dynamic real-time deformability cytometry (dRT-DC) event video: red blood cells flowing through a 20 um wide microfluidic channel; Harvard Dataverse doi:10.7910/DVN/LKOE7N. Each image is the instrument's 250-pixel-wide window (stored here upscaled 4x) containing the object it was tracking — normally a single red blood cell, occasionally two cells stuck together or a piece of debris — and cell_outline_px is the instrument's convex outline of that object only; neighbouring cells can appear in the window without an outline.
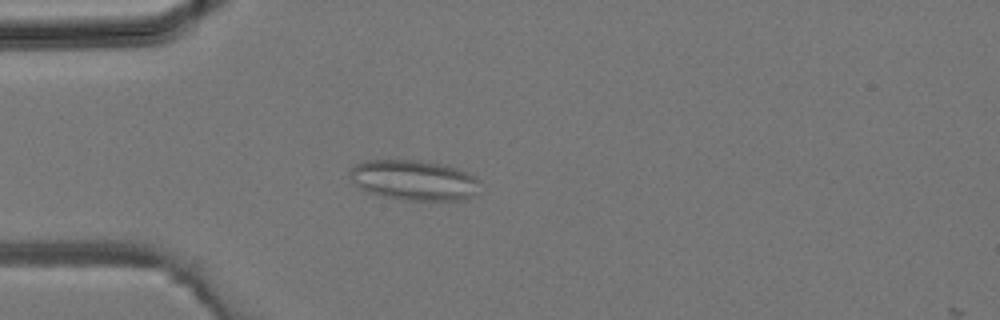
{"species": "common noctule bat (a hibernating species)", "species_latin": "Nyctalus noctula", "temperature_condition": "room temperature", "stored_images_in_passage": 3, "camera_frame_rate_fps": 3000, "um_per_image_px": 0.085, "animal": {"sex": "male", "body_mass_g": 19.2, "forearm_length_mm": 51.8}, "frame": {"image": 1, "passage_image": 3, "time_ms": 0.667, "image_size_px": [1000, 320], "cell_outline_px": [[480, 180], [476, 192], [472, 196], [464, 200], [400, 200], [368, 192], [360, 188], [352, 180], [348, 172], [356, 164], [368, 160], [420, 160], [444, 164], [468, 172], [476, 176]], "centroid_in_image_um": [35.21, 15.31], "position_along_channel_um": 49.8, "area_um2": 30.63}}